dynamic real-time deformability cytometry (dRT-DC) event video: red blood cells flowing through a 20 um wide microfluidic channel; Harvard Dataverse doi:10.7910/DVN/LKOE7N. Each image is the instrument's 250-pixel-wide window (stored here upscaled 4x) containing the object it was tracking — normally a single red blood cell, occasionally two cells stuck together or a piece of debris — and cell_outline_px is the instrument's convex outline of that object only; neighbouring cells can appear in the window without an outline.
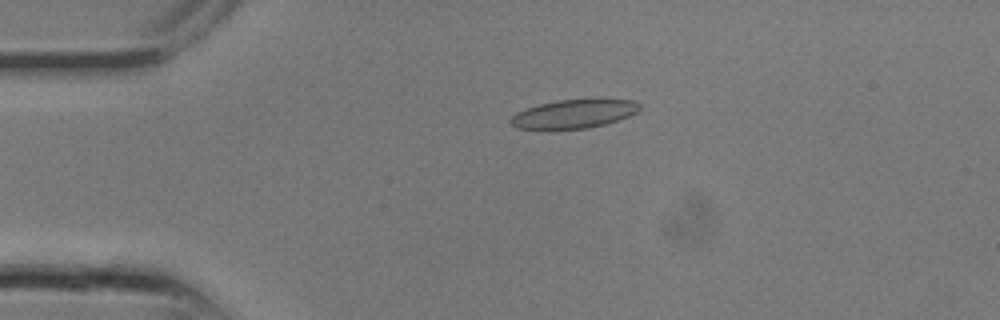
{"species": "common noctule bat (a hibernating species)", "species_latin": "Nyctalus noctula", "temperature_condition": "room temperature", "stored_images_in_passage": 8, "camera_frame_rate_fps": 3000, "um_per_image_px": 0.085, "animal": {"sex": "male", "body_mass_g": 13.3}, "frame": {"image": 1, "passage_image": 6, "time_ms": 1.667, "image_size_px": [1000, 320], "cell_outline_px": [[640, 108], [636, 112], [628, 116], [604, 124], [588, 128], [516, 128], [508, 120], [516, 112], [540, 104], [556, 100], [632, 100], [640, 104]], "centroid_in_image_um": [48.75, 9.67], "position_along_channel_um": 36.2, "area_um2": 20.87}}